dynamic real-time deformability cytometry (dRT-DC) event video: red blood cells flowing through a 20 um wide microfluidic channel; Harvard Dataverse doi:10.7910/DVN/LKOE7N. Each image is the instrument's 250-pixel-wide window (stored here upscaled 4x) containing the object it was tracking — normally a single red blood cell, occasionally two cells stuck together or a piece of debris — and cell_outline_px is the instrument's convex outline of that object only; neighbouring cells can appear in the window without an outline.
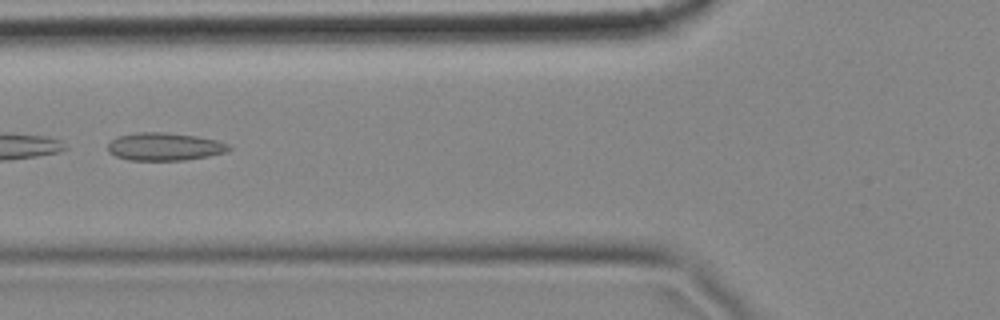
{"species": "common noctule bat (a hibernating species)", "species_latin": "Nyctalus noctula", "temperature_condition": "cold", "stored_images_in_passage": 7, "camera_frame_rate_fps": 3000, "um_per_image_px": 0.085, "animal": {"sex": "female", "body_mass_g": 18.4}, "frame": {"image": 1, "passage_image": 4, "time_ms": 1.0, "image_size_px": [1000, 320], "cell_outline_px": [[232, 148], [224, 152], [208, 156], [184, 160], [128, 160], [116, 156], [108, 152], [108, 144], [116, 136], [136, 132], [164, 132], [196, 136], [216, 140], [228, 144]], "centroid_in_image_um": [13.95, 12.46], "position_along_channel_um": 111.9, "area_um2": 19.59}}
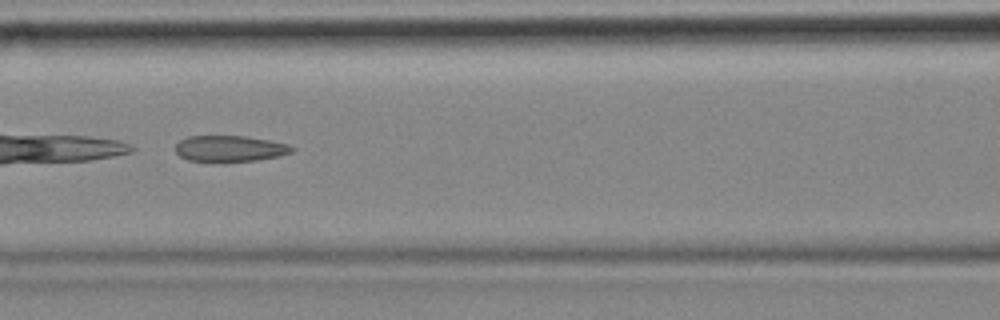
{"frame": {"image": 2, "passage_image": 5, "time_ms": 1.333, "image_size_px": [1000, 320], "cell_outline_px": [[296, 148], [292, 152], [280, 156], [256, 160], [188, 160], [180, 156], [176, 152], [176, 144], [180, 140], [188, 136], [244, 136], [268, 140], [288, 144]], "centroid_in_image_um": [19.56, 12.61], "position_along_channel_um": 147.0, "area_um2": 17.28}}